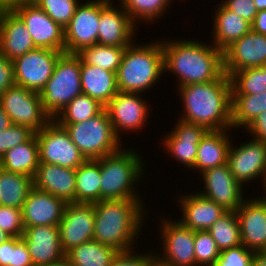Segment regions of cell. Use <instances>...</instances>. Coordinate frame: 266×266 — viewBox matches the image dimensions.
Wrapping results in <instances>:
<instances>
[{"label": "cell", "mask_w": 266, "mask_h": 266, "mask_svg": "<svg viewBox=\"0 0 266 266\" xmlns=\"http://www.w3.org/2000/svg\"><path fill=\"white\" fill-rule=\"evenodd\" d=\"M164 73L176 75L177 87L218 80L224 72L223 52L213 44L194 40H162ZM179 79V80H178Z\"/></svg>", "instance_id": "cell-1"}, {"label": "cell", "mask_w": 266, "mask_h": 266, "mask_svg": "<svg viewBox=\"0 0 266 266\" xmlns=\"http://www.w3.org/2000/svg\"><path fill=\"white\" fill-rule=\"evenodd\" d=\"M176 89L184 109L178 119L207 130L232 129L231 81L225 73L218 80L183 85Z\"/></svg>", "instance_id": "cell-2"}, {"label": "cell", "mask_w": 266, "mask_h": 266, "mask_svg": "<svg viewBox=\"0 0 266 266\" xmlns=\"http://www.w3.org/2000/svg\"><path fill=\"white\" fill-rule=\"evenodd\" d=\"M145 206L143 200L131 199L101 200L95 203L93 239L118 252L135 249L139 233L143 234L141 231L147 214Z\"/></svg>", "instance_id": "cell-3"}, {"label": "cell", "mask_w": 266, "mask_h": 266, "mask_svg": "<svg viewBox=\"0 0 266 266\" xmlns=\"http://www.w3.org/2000/svg\"><path fill=\"white\" fill-rule=\"evenodd\" d=\"M164 73V53L161 40L132 43L125 48L116 73L118 91L146 93L159 82ZM143 92V93H142Z\"/></svg>", "instance_id": "cell-4"}, {"label": "cell", "mask_w": 266, "mask_h": 266, "mask_svg": "<svg viewBox=\"0 0 266 266\" xmlns=\"http://www.w3.org/2000/svg\"><path fill=\"white\" fill-rule=\"evenodd\" d=\"M131 147L100 158V201L101 200H144L138 194L139 183L143 182L145 161ZM133 149V150H132ZM138 185V187H137ZM137 188V189H136Z\"/></svg>", "instance_id": "cell-5"}, {"label": "cell", "mask_w": 266, "mask_h": 266, "mask_svg": "<svg viewBox=\"0 0 266 266\" xmlns=\"http://www.w3.org/2000/svg\"><path fill=\"white\" fill-rule=\"evenodd\" d=\"M80 73L81 58L77 54L62 53L51 78L39 93L42 107L52 119L83 93Z\"/></svg>", "instance_id": "cell-6"}, {"label": "cell", "mask_w": 266, "mask_h": 266, "mask_svg": "<svg viewBox=\"0 0 266 266\" xmlns=\"http://www.w3.org/2000/svg\"><path fill=\"white\" fill-rule=\"evenodd\" d=\"M58 125L69 133L72 142L86 160L100 159L122 148V140L116 136L105 108L87 121Z\"/></svg>", "instance_id": "cell-7"}, {"label": "cell", "mask_w": 266, "mask_h": 266, "mask_svg": "<svg viewBox=\"0 0 266 266\" xmlns=\"http://www.w3.org/2000/svg\"><path fill=\"white\" fill-rule=\"evenodd\" d=\"M0 106L13 124L29 127L34 132L42 130L52 120L42 107L40 94L18 85L0 96Z\"/></svg>", "instance_id": "cell-8"}, {"label": "cell", "mask_w": 266, "mask_h": 266, "mask_svg": "<svg viewBox=\"0 0 266 266\" xmlns=\"http://www.w3.org/2000/svg\"><path fill=\"white\" fill-rule=\"evenodd\" d=\"M35 134L40 163L77 169L86 160L65 128L59 126L53 119Z\"/></svg>", "instance_id": "cell-9"}, {"label": "cell", "mask_w": 266, "mask_h": 266, "mask_svg": "<svg viewBox=\"0 0 266 266\" xmlns=\"http://www.w3.org/2000/svg\"><path fill=\"white\" fill-rule=\"evenodd\" d=\"M63 52L35 48L13 60L15 85L40 93L51 78L58 58Z\"/></svg>", "instance_id": "cell-10"}, {"label": "cell", "mask_w": 266, "mask_h": 266, "mask_svg": "<svg viewBox=\"0 0 266 266\" xmlns=\"http://www.w3.org/2000/svg\"><path fill=\"white\" fill-rule=\"evenodd\" d=\"M142 96L140 93L118 92L105 106L114 132L120 140L123 139V133L141 131L147 124L152 111Z\"/></svg>", "instance_id": "cell-11"}, {"label": "cell", "mask_w": 266, "mask_h": 266, "mask_svg": "<svg viewBox=\"0 0 266 266\" xmlns=\"http://www.w3.org/2000/svg\"><path fill=\"white\" fill-rule=\"evenodd\" d=\"M251 139L240 146L231 142L227 164L235 179L243 187H246L244 185L246 183L257 181L260 176L261 184L264 186L266 183V142Z\"/></svg>", "instance_id": "cell-12"}, {"label": "cell", "mask_w": 266, "mask_h": 266, "mask_svg": "<svg viewBox=\"0 0 266 266\" xmlns=\"http://www.w3.org/2000/svg\"><path fill=\"white\" fill-rule=\"evenodd\" d=\"M161 251L157 254L173 266H196L194 239L195 231L183 226L179 221L161 217Z\"/></svg>", "instance_id": "cell-13"}, {"label": "cell", "mask_w": 266, "mask_h": 266, "mask_svg": "<svg viewBox=\"0 0 266 266\" xmlns=\"http://www.w3.org/2000/svg\"><path fill=\"white\" fill-rule=\"evenodd\" d=\"M101 0L81 2L65 28V53L77 54L98 42Z\"/></svg>", "instance_id": "cell-14"}, {"label": "cell", "mask_w": 266, "mask_h": 266, "mask_svg": "<svg viewBox=\"0 0 266 266\" xmlns=\"http://www.w3.org/2000/svg\"><path fill=\"white\" fill-rule=\"evenodd\" d=\"M12 11L23 21L37 48L65 52V29L35 3L19 5Z\"/></svg>", "instance_id": "cell-15"}, {"label": "cell", "mask_w": 266, "mask_h": 266, "mask_svg": "<svg viewBox=\"0 0 266 266\" xmlns=\"http://www.w3.org/2000/svg\"><path fill=\"white\" fill-rule=\"evenodd\" d=\"M202 191H197L201 196L214 201L226 211H237L246 199L243 186L235 179L228 164L205 170L200 174Z\"/></svg>", "instance_id": "cell-16"}, {"label": "cell", "mask_w": 266, "mask_h": 266, "mask_svg": "<svg viewBox=\"0 0 266 266\" xmlns=\"http://www.w3.org/2000/svg\"><path fill=\"white\" fill-rule=\"evenodd\" d=\"M95 208L94 204H66L63 217L58 224L60 241L66 253L94 236Z\"/></svg>", "instance_id": "cell-17"}, {"label": "cell", "mask_w": 266, "mask_h": 266, "mask_svg": "<svg viewBox=\"0 0 266 266\" xmlns=\"http://www.w3.org/2000/svg\"><path fill=\"white\" fill-rule=\"evenodd\" d=\"M114 4L113 0H101L97 43L107 46H128L133 43L138 26L120 4Z\"/></svg>", "instance_id": "cell-18"}, {"label": "cell", "mask_w": 266, "mask_h": 266, "mask_svg": "<svg viewBox=\"0 0 266 266\" xmlns=\"http://www.w3.org/2000/svg\"><path fill=\"white\" fill-rule=\"evenodd\" d=\"M259 197L246 198L235 211L242 245L254 253L266 252V201Z\"/></svg>", "instance_id": "cell-19"}, {"label": "cell", "mask_w": 266, "mask_h": 266, "mask_svg": "<svg viewBox=\"0 0 266 266\" xmlns=\"http://www.w3.org/2000/svg\"><path fill=\"white\" fill-rule=\"evenodd\" d=\"M224 72H233L266 65V35L250 30L223 51Z\"/></svg>", "instance_id": "cell-20"}, {"label": "cell", "mask_w": 266, "mask_h": 266, "mask_svg": "<svg viewBox=\"0 0 266 266\" xmlns=\"http://www.w3.org/2000/svg\"><path fill=\"white\" fill-rule=\"evenodd\" d=\"M175 124V127L164 135L162 148H165L166 154L169 153L170 157L191 170L195 165L198 144L208 130L180 119H177Z\"/></svg>", "instance_id": "cell-21"}, {"label": "cell", "mask_w": 266, "mask_h": 266, "mask_svg": "<svg viewBox=\"0 0 266 266\" xmlns=\"http://www.w3.org/2000/svg\"><path fill=\"white\" fill-rule=\"evenodd\" d=\"M21 238L29 249L34 266H47L65 258L58 226L26 227Z\"/></svg>", "instance_id": "cell-22"}, {"label": "cell", "mask_w": 266, "mask_h": 266, "mask_svg": "<svg viewBox=\"0 0 266 266\" xmlns=\"http://www.w3.org/2000/svg\"><path fill=\"white\" fill-rule=\"evenodd\" d=\"M65 207L63 200L33 187L22 207L23 226H58Z\"/></svg>", "instance_id": "cell-23"}, {"label": "cell", "mask_w": 266, "mask_h": 266, "mask_svg": "<svg viewBox=\"0 0 266 266\" xmlns=\"http://www.w3.org/2000/svg\"><path fill=\"white\" fill-rule=\"evenodd\" d=\"M180 196V197H179ZM178 207L182 218L177 219L192 231H207L227 211L214 201L204 198L199 193L178 195Z\"/></svg>", "instance_id": "cell-24"}, {"label": "cell", "mask_w": 266, "mask_h": 266, "mask_svg": "<svg viewBox=\"0 0 266 266\" xmlns=\"http://www.w3.org/2000/svg\"><path fill=\"white\" fill-rule=\"evenodd\" d=\"M33 183L35 188L58 197L66 204L76 203L75 169L39 163Z\"/></svg>", "instance_id": "cell-25"}, {"label": "cell", "mask_w": 266, "mask_h": 266, "mask_svg": "<svg viewBox=\"0 0 266 266\" xmlns=\"http://www.w3.org/2000/svg\"><path fill=\"white\" fill-rule=\"evenodd\" d=\"M35 48L23 21L12 10H0V53L13 61Z\"/></svg>", "instance_id": "cell-26"}, {"label": "cell", "mask_w": 266, "mask_h": 266, "mask_svg": "<svg viewBox=\"0 0 266 266\" xmlns=\"http://www.w3.org/2000/svg\"><path fill=\"white\" fill-rule=\"evenodd\" d=\"M230 130H208L205 133L198 144L195 165L191 170L197 169L196 171L201 174L207 169L227 163L229 147L233 141L229 134Z\"/></svg>", "instance_id": "cell-27"}, {"label": "cell", "mask_w": 266, "mask_h": 266, "mask_svg": "<svg viewBox=\"0 0 266 266\" xmlns=\"http://www.w3.org/2000/svg\"><path fill=\"white\" fill-rule=\"evenodd\" d=\"M212 21L214 27L211 30V36L213 35L211 43L222 52L251 30L249 22L220 2L215 9Z\"/></svg>", "instance_id": "cell-28"}, {"label": "cell", "mask_w": 266, "mask_h": 266, "mask_svg": "<svg viewBox=\"0 0 266 266\" xmlns=\"http://www.w3.org/2000/svg\"><path fill=\"white\" fill-rule=\"evenodd\" d=\"M80 78L82 92L104 107L119 92L116 73L86 64L82 60Z\"/></svg>", "instance_id": "cell-29"}, {"label": "cell", "mask_w": 266, "mask_h": 266, "mask_svg": "<svg viewBox=\"0 0 266 266\" xmlns=\"http://www.w3.org/2000/svg\"><path fill=\"white\" fill-rule=\"evenodd\" d=\"M39 146L34 134L28 141L9 149L0 158V168L34 178L39 166Z\"/></svg>", "instance_id": "cell-30"}, {"label": "cell", "mask_w": 266, "mask_h": 266, "mask_svg": "<svg viewBox=\"0 0 266 266\" xmlns=\"http://www.w3.org/2000/svg\"><path fill=\"white\" fill-rule=\"evenodd\" d=\"M76 203L95 204L100 201V159L85 160L77 169Z\"/></svg>", "instance_id": "cell-31"}, {"label": "cell", "mask_w": 266, "mask_h": 266, "mask_svg": "<svg viewBox=\"0 0 266 266\" xmlns=\"http://www.w3.org/2000/svg\"><path fill=\"white\" fill-rule=\"evenodd\" d=\"M34 187L33 178L0 168V205L22 209Z\"/></svg>", "instance_id": "cell-32"}, {"label": "cell", "mask_w": 266, "mask_h": 266, "mask_svg": "<svg viewBox=\"0 0 266 266\" xmlns=\"http://www.w3.org/2000/svg\"><path fill=\"white\" fill-rule=\"evenodd\" d=\"M118 251L97 240H89L65 253L73 266H110Z\"/></svg>", "instance_id": "cell-33"}, {"label": "cell", "mask_w": 266, "mask_h": 266, "mask_svg": "<svg viewBox=\"0 0 266 266\" xmlns=\"http://www.w3.org/2000/svg\"><path fill=\"white\" fill-rule=\"evenodd\" d=\"M266 111V92L252 95H232L231 123L243 130Z\"/></svg>", "instance_id": "cell-34"}, {"label": "cell", "mask_w": 266, "mask_h": 266, "mask_svg": "<svg viewBox=\"0 0 266 266\" xmlns=\"http://www.w3.org/2000/svg\"><path fill=\"white\" fill-rule=\"evenodd\" d=\"M126 47L96 43L91 47L82 49L77 55L86 64L117 73Z\"/></svg>", "instance_id": "cell-35"}, {"label": "cell", "mask_w": 266, "mask_h": 266, "mask_svg": "<svg viewBox=\"0 0 266 266\" xmlns=\"http://www.w3.org/2000/svg\"><path fill=\"white\" fill-rule=\"evenodd\" d=\"M104 108L97 100L82 93L76 96L53 120L57 124L80 123L93 118Z\"/></svg>", "instance_id": "cell-36"}, {"label": "cell", "mask_w": 266, "mask_h": 266, "mask_svg": "<svg viewBox=\"0 0 266 266\" xmlns=\"http://www.w3.org/2000/svg\"><path fill=\"white\" fill-rule=\"evenodd\" d=\"M173 0H119L130 19L138 25L142 22H152L166 14ZM161 16V17H160ZM139 21V22H138ZM138 22V23H137Z\"/></svg>", "instance_id": "cell-37"}, {"label": "cell", "mask_w": 266, "mask_h": 266, "mask_svg": "<svg viewBox=\"0 0 266 266\" xmlns=\"http://www.w3.org/2000/svg\"><path fill=\"white\" fill-rule=\"evenodd\" d=\"M232 95L266 92V65L233 72L230 76Z\"/></svg>", "instance_id": "cell-38"}, {"label": "cell", "mask_w": 266, "mask_h": 266, "mask_svg": "<svg viewBox=\"0 0 266 266\" xmlns=\"http://www.w3.org/2000/svg\"><path fill=\"white\" fill-rule=\"evenodd\" d=\"M207 231L220 251L242 244L236 212L227 211Z\"/></svg>", "instance_id": "cell-39"}, {"label": "cell", "mask_w": 266, "mask_h": 266, "mask_svg": "<svg viewBox=\"0 0 266 266\" xmlns=\"http://www.w3.org/2000/svg\"><path fill=\"white\" fill-rule=\"evenodd\" d=\"M0 266H34L21 237H10L0 245Z\"/></svg>", "instance_id": "cell-40"}, {"label": "cell", "mask_w": 266, "mask_h": 266, "mask_svg": "<svg viewBox=\"0 0 266 266\" xmlns=\"http://www.w3.org/2000/svg\"><path fill=\"white\" fill-rule=\"evenodd\" d=\"M53 21L64 29L74 16L79 0H33Z\"/></svg>", "instance_id": "cell-41"}, {"label": "cell", "mask_w": 266, "mask_h": 266, "mask_svg": "<svg viewBox=\"0 0 266 266\" xmlns=\"http://www.w3.org/2000/svg\"><path fill=\"white\" fill-rule=\"evenodd\" d=\"M196 266H214L221 251L208 231H195Z\"/></svg>", "instance_id": "cell-42"}, {"label": "cell", "mask_w": 266, "mask_h": 266, "mask_svg": "<svg viewBox=\"0 0 266 266\" xmlns=\"http://www.w3.org/2000/svg\"><path fill=\"white\" fill-rule=\"evenodd\" d=\"M35 134L29 127L12 124L0 131V158L11 148L25 143Z\"/></svg>", "instance_id": "cell-43"}, {"label": "cell", "mask_w": 266, "mask_h": 266, "mask_svg": "<svg viewBox=\"0 0 266 266\" xmlns=\"http://www.w3.org/2000/svg\"><path fill=\"white\" fill-rule=\"evenodd\" d=\"M0 227L11 237H21L25 229L22 209L0 205Z\"/></svg>", "instance_id": "cell-44"}, {"label": "cell", "mask_w": 266, "mask_h": 266, "mask_svg": "<svg viewBox=\"0 0 266 266\" xmlns=\"http://www.w3.org/2000/svg\"><path fill=\"white\" fill-rule=\"evenodd\" d=\"M254 254L241 244L222 250L214 266H252Z\"/></svg>", "instance_id": "cell-45"}, {"label": "cell", "mask_w": 266, "mask_h": 266, "mask_svg": "<svg viewBox=\"0 0 266 266\" xmlns=\"http://www.w3.org/2000/svg\"><path fill=\"white\" fill-rule=\"evenodd\" d=\"M135 249L118 252L112 259L110 266H148L150 258L155 251L146 253H136ZM152 253V254H151Z\"/></svg>", "instance_id": "cell-46"}, {"label": "cell", "mask_w": 266, "mask_h": 266, "mask_svg": "<svg viewBox=\"0 0 266 266\" xmlns=\"http://www.w3.org/2000/svg\"><path fill=\"white\" fill-rule=\"evenodd\" d=\"M221 3L250 24L258 12L253 0H224Z\"/></svg>", "instance_id": "cell-47"}, {"label": "cell", "mask_w": 266, "mask_h": 266, "mask_svg": "<svg viewBox=\"0 0 266 266\" xmlns=\"http://www.w3.org/2000/svg\"><path fill=\"white\" fill-rule=\"evenodd\" d=\"M14 85L13 61L0 53V96Z\"/></svg>", "instance_id": "cell-48"}, {"label": "cell", "mask_w": 266, "mask_h": 266, "mask_svg": "<svg viewBox=\"0 0 266 266\" xmlns=\"http://www.w3.org/2000/svg\"><path fill=\"white\" fill-rule=\"evenodd\" d=\"M244 131L250 134V138L266 142V111L262 112Z\"/></svg>", "instance_id": "cell-49"}, {"label": "cell", "mask_w": 266, "mask_h": 266, "mask_svg": "<svg viewBox=\"0 0 266 266\" xmlns=\"http://www.w3.org/2000/svg\"><path fill=\"white\" fill-rule=\"evenodd\" d=\"M251 30L266 35V10L257 12L254 21L251 24Z\"/></svg>", "instance_id": "cell-50"}, {"label": "cell", "mask_w": 266, "mask_h": 266, "mask_svg": "<svg viewBox=\"0 0 266 266\" xmlns=\"http://www.w3.org/2000/svg\"><path fill=\"white\" fill-rule=\"evenodd\" d=\"M32 1L33 0H0V10H12L19 5Z\"/></svg>", "instance_id": "cell-51"}, {"label": "cell", "mask_w": 266, "mask_h": 266, "mask_svg": "<svg viewBox=\"0 0 266 266\" xmlns=\"http://www.w3.org/2000/svg\"><path fill=\"white\" fill-rule=\"evenodd\" d=\"M12 121L5 113L4 109L0 106V131L9 128L12 125Z\"/></svg>", "instance_id": "cell-52"}, {"label": "cell", "mask_w": 266, "mask_h": 266, "mask_svg": "<svg viewBox=\"0 0 266 266\" xmlns=\"http://www.w3.org/2000/svg\"><path fill=\"white\" fill-rule=\"evenodd\" d=\"M252 266H266V252L255 253Z\"/></svg>", "instance_id": "cell-53"}, {"label": "cell", "mask_w": 266, "mask_h": 266, "mask_svg": "<svg viewBox=\"0 0 266 266\" xmlns=\"http://www.w3.org/2000/svg\"><path fill=\"white\" fill-rule=\"evenodd\" d=\"M148 266H173L172 264L165 262L164 260H162L157 253H155L149 261Z\"/></svg>", "instance_id": "cell-54"}, {"label": "cell", "mask_w": 266, "mask_h": 266, "mask_svg": "<svg viewBox=\"0 0 266 266\" xmlns=\"http://www.w3.org/2000/svg\"><path fill=\"white\" fill-rule=\"evenodd\" d=\"M258 11L266 10V0H253Z\"/></svg>", "instance_id": "cell-55"}, {"label": "cell", "mask_w": 266, "mask_h": 266, "mask_svg": "<svg viewBox=\"0 0 266 266\" xmlns=\"http://www.w3.org/2000/svg\"><path fill=\"white\" fill-rule=\"evenodd\" d=\"M47 266H73L66 258H64L62 261L50 264Z\"/></svg>", "instance_id": "cell-56"}, {"label": "cell", "mask_w": 266, "mask_h": 266, "mask_svg": "<svg viewBox=\"0 0 266 266\" xmlns=\"http://www.w3.org/2000/svg\"><path fill=\"white\" fill-rule=\"evenodd\" d=\"M11 236H9L6 232H4L3 229H1L0 227V245L6 241L7 239H9Z\"/></svg>", "instance_id": "cell-57"}, {"label": "cell", "mask_w": 266, "mask_h": 266, "mask_svg": "<svg viewBox=\"0 0 266 266\" xmlns=\"http://www.w3.org/2000/svg\"><path fill=\"white\" fill-rule=\"evenodd\" d=\"M262 188L264 189V192H265L264 196H263V194H262V197H263V199L266 201V183H265L264 186H262Z\"/></svg>", "instance_id": "cell-58"}]
</instances>
